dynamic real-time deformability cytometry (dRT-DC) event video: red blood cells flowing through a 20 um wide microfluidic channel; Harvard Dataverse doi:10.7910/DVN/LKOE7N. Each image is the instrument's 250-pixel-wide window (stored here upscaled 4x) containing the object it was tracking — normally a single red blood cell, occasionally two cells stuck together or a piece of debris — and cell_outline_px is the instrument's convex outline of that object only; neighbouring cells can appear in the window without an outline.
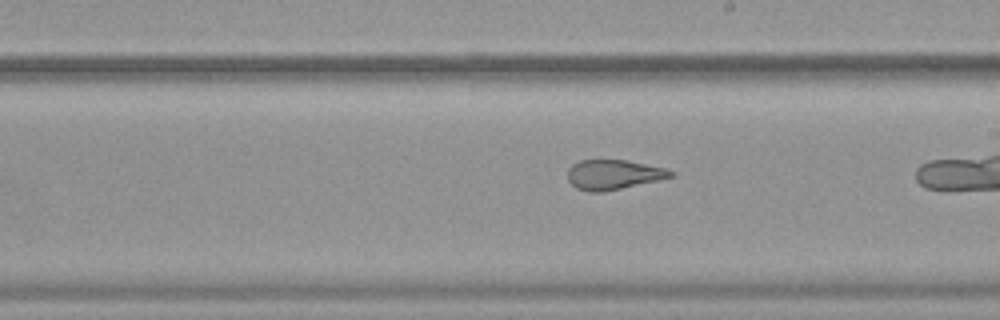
{"species": "common noctule bat (a hibernating species)", "species_latin": "Nyctalus noctula", "temperature_condition": "warm", "stored_images_in_passage": 39, "camera_frame_rate_fps": 3000, "um_per_image_px": 0.085, "animal": {"sex": "female", "body_mass_g": 19.9}, "frame": {"image": 1, "passage_image": 28, "time_ms": 9.0, "image_size_px": [1000, 320], "cell_outline_px": [[676, 176], [660, 180], [604, 192], [588, 192], [576, 188], [568, 180], [568, 168], [572, 164], [580, 160], [628, 160], [664, 168], [676, 172]], "centroid_in_image_um": [52.17, 14.85], "position_along_channel_um": 236.8, "area_um2": 18.09}}